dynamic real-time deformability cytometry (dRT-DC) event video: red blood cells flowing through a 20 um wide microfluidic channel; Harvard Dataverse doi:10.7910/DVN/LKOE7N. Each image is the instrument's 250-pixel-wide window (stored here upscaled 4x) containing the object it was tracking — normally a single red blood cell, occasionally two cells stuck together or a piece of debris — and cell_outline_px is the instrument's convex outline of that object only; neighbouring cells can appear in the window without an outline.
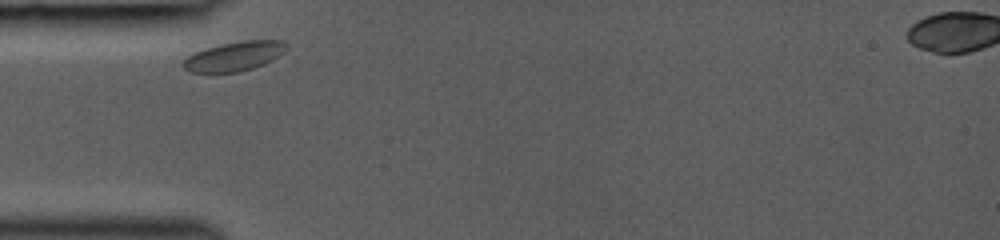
{"species": "common noctule bat (a hibernating species)", "species_latin": "Nyctalus noctula", "temperature_condition": "room temperature", "stored_images_in_passage": 27, "camera_frame_rate_fps": 3000, "um_per_image_px": 0.085, "animal": {"sex": "female", "body_mass_g": 19.0, "forearm_length_mm": 53.3}, "frame": {"image": 1, "passage_image": 1, "time_ms": 0.0, "image_size_px": [1000, 240], "cell_outline_px": [[288, 48], [284, 52], [272, 60], [264, 64], [240, 72], [192, 72], [184, 68], [180, 64], [188, 56], [196, 52], [220, 44], [244, 40], [284, 40], [288, 44]], "centroid_in_image_um": [19.96, 4.77], "position_along_channel_um": 65.0, "area_um2": 17.63}}
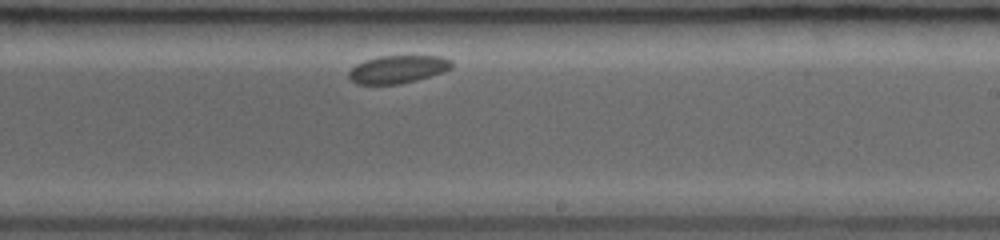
{"frame": {"image": 2, "passage_image": 16, "time_ms": 5.0, "image_size_px": [1000, 240], "cell_outline_px": [[452, 68], [444, 72], [416, 80], [400, 84], [356, 84], [348, 76], [348, 72], [356, 64], [364, 60], [380, 56], [440, 56], [452, 60]], "centroid_in_image_um": [33.82, 5.89], "position_along_channel_um": 255.2, "area_um2": 16.7}}
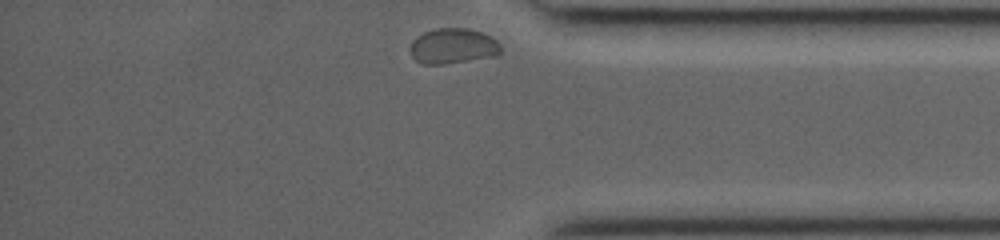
{"frame": {"image": 3, "passage_image": 27, "time_ms": 8.667, "image_size_px": [1000, 240], "cell_outline_px": [[500, 52], [492, 56], [444, 64], [424, 64], [416, 60], [412, 56], [408, 48], [412, 40], [424, 32], [436, 28], [468, 28], [484, 32], [492, 36], [500, 44]], "centroid_in_image_um": [38.48, 3.9], "position_along_channel_um": 396.7, "area_um2": 18.73}}